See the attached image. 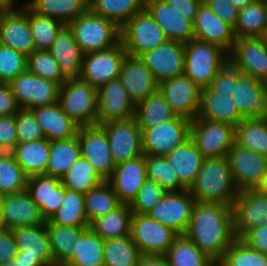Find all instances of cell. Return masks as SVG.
Instances as JSON below:
<instances>
[{"label": "cell", "mask_w": 267, "mask_h": 266, "mask_svg": "<svg viewBox=\"0 0 267 266\" xmlns=\"http://www.w3.org/2000/svg\"><path fill=\"white\" fill-rule=\"evenodd\" d=\"M132 211L129 204H121L115 210L98 217L90 228L104 241L130 235Z\"/></svg>", "instance_id": "37"}, {"label": "cell", "mask_w": 267, "mask_h": 266, "mask_svg": "<svg viewBox=\"0 0 267 266\" xmlns=\"http://www.w3.org/2000/svg\"><path fill=\"white\" fill-rule=\"evenodd\" d=\"M256 0H231L233 5L239 10L244 8L246 5L254 3Z\"/></svg>", "instance_id": "66"}, {"label": "cell", "mask_w": 267, "mask_h": 266, "mask_svg": "<svg viewBox=\"0 0 267 266\" xmlns=\"http://www.w3.org/2000/svg\"><path fill=\"white\" fill-rule=\"evenodd\" d=\"M81 157L87 159L98 175L108 181L116 166L106 132L100 125L80 126L77 132Z\"/></svg>", "instance_id": "16"}, {"label": "cell", "mask_w": 267, "mask_h": 266, "mask_svg": "<svg viewBox=\"0 0 267 266\" xmlns=\"http://www.w3.org/2000/svg\"><path fill=\"white\" fill-rule=\"evenodd\" d=\"M135 107L119 78L97 89V125L130 119Z\"/></svg>", "instance_id": "20"}, {"label": "cell", "mask_w": 267, "mask_h": 266, "mask_svg": "<svg viewBox=\"0 0 267 266\" xmlns=\"http://www.w3.org/2000/svg\"><path fill=\"white\" fill-rule=\"evenodd\" d=\"M164 256L169 266H208L211 261L185 234L174 238Z\"/></svg>", "instance_id": "46"}, {"label": "cell", "mask_w": 267, "mask_h": 266, "mask_svg": "<svg viewBox=\"0 0 267 266\" xmlns=\"http://www.w3.org/2000/svg\"><path fill=\"white\" fill-rule=\"evenodd\" d=\"M26 5L36 14L56 18L64 24L89 9V3L85 0H31Z\"/></svg>", "instance_id": "40"}, {"label": "cell", "mask_w": 267, "mask_h": 266, "mask_svg": "<svg viewBox=\"0 0 267 266\" xmlns=\"http://www.w3.org/2000/svg\"><path fill=\"white\" fill-rule=\"evenodd\" d=\"M157 24L164 30L168 40L188 43L194 39L193 21L186 18L165 0H153L145 4Z\"/></svg>", "instance_id": "27"}, {"label": "cell", "mask_w": 267, "mask_h": 266, "mask_svg": "<svg viewBox=\"0 0 267 266\" xmlns=\"http://www.w3.org/2000/svg\"><path fill=\"white\" fill-rule=\"evenodd\" d=\"M17 143L15 114L0 116V152H11Z\"/></svg>", "instance_id": "57"}, {"label": "cell", "mask_w": 267, "mask_h": 266, "mask_svg": "<svg viewBox=\"0 0 267 266\" xmlns=\"http://www.w3.org/2000/svg\"><path fill=\"white\" fill-rule=\"evenodd\" d=\"M261 38L264 40V43L267 46V28L265 29L264 35Z\"/></svg>", "instance_id": "71"}, {"label": "cell", "mask_w": 267, "mask_h": 266, "mask_svg": "<svg viewBox=\"0 0 267 266\" xmlns=\"http://www.w3.org/2000/svg\"><path fill=\"white\" fill-rule=\"evenodd\" d=\"M26 191L47 221L61 206L65 195V186L60 178L41 174L28 177Z\"/></svg>", "instance_id": "29"}, {"label": "cell", "mask_w": 267, "mask_h": 266, "mask_svg": "<svg viewBox=\"0 0 267 266\" xmlns=\"http://www.w3.org/2000/svg\"><path fill=\"white\" fill-rule=\"evenodd\" d=\"M130 235L142 255L164 256L178 234L147 214H133Z\"/></svg>", "instance_id": "11"}, {"label": "cell", "mask_w": 267, "mask_h": 266, "mask_svg": "<svg viewBox=\"0 0 267 266\" xmlns=\"http://www.w3.org/2000/svg\"><path fill=\"white\" fill-rule=\"evenodd\" d=\"M231 97L242 118H267V83L237 70Z\"/></svg>", "instance_id": "19"}, {"label": "cell", "mask_w": 267, "mask_h": 266, "mask_svg": "<svg viewBox=\"0 0 267 266\" xmlns=\"http://www.w3.org/2000/svg\"><path fill=\"white\" fill-rule=\"evenodd\" d=\"M228 57L238 71L267 83V46L261 37L236 39Z\"/></svg>", "instance_id": "21"}, {"label": "cell", "mask_w": 267, "mask_h": 266, "mask_svg": "<svg viewBox=\"0 0 267 266\" xmlns=\"http://www.w3.org/2000/svg\"><path fill=\"white\" fill-rule=\"evenodd\" d=\"M167 40L164 30L145 7L121 27L124 49L133 56H140Z\"/></svg>", "instance_id": "6"}, {"label": "cell", "mask_w": 267, "mask_h": 266, "mask_svg": "<svg viewBox=\"0 0 267 266\" xmlns=\"http://www.w3.org/2000/svg\"><path fill=\"white\" fill-rule=\"evenodd\" d=\"M228 62V53L217 45L196 39L185 44L184 74L200 89L209 87Z\"/></svg>", "instance_id": "4"}, {"label": "cell", "mask_w": 267, "mask_h": 266, "mask_svg": "<svg viewBox=\"0 0 267 266\" xmlns=\"http://www.w3.org/2000/svg\"><path fill=\"white\" fill-rule=\"evenodd\" d=\"M150 1H153V0H143V3L145 5L146 3L150 2Z\"/></svg>", "instance_id": "72"}, {"label": "cell", "mask_w": 267, "mask_h": 266, "mask_svg": "<svg viewBox=\"0 0 267 266\" xmlns=\"http://www.w3.org/2000/svg\"><path fill=\"white\" fill-rule=\"evenodd\" d=\"M267 28V1L256 0L239 9L234 27L236 39L262 37Z\"/></svg>", "instance_id": "38"}, {"label": "cell", "mask_w": 267, "mask_h": 266, "mask_svg": "<svg viewBox=\"0 0 267 266\" xmlns=\"http://www.w3.org/2000/svg\"><path fill=\"white\" fill-rule=\"evenodd\" d=\"M106 132L115 164L143 155L142 131L135 117L100 125Z\"/></svg>", "instance_id": "15"}, {"label": "cell", "mask_w": 267, "mask_h": 266, "mask_svg": "<svg viewBox=\"0 0 267 266\" xmlns=\"http://www.w3.org/2000/svg\"><path fill=\"white\" fill-rule=\"evenodd\" d=\"M165 158L177 175L180 183L186 189H189L194 183L204 160L203 155L197 149L193 140L189 138L165 155Z\"/></svg>", "instance_id": "33"}, {"label": "cell", "mask_w": 267, "mask_h": 266, "mask_svg": "<svg viewBox=\"0 0 267 266\" xmlns=\"http://www.w3.org/2000/svg\"><path fill=\"white\" fill-rule=\"evenodd\" d=\"M118 78L135 106L158 90L159 84L140 56L127 54Z\"/></svg>", "instance_id": "24"}, {"label": "cell", "mask_w": 267, "mask_h": 266, "mask_svg": "<svg viewBox=\"0 0 267 266\" xmlns=\"http://www.w3.org/2000/svg\"><path fill=\"white\" fill-rule=\"evenodd\" d=\"M237 69L228 62L222 69L215 75L209 88L216 93L229 94L231 96L233 90V82H236Z\"/></svg>", "instance_id": "58"}, {"label": "cell", "mask_w": 267, "mask_h": 266, "mask_svg": "<svg viewBox=\"0 0 267 266\" xmlns=\"http://www.w3.org/2000/svg\"><path fill=\"white\" fill-rule=\"evenodd\" d=\"M177 115L159 91L152 93L135 107V119L140 129L154 128L162 122L174 119Z\"/></svg>", "instance_id": "39"}, {"label": "cell", "mask_w": 267, "mask_h": 266, "mask_svg": "<svg viewBox=\"0 0 267 266\" xmlns=\"http://www.w3.org/2000/svg\"><path fill=\"white\" fill-rule=\"evenodd\" d=\"M126 55L122 41L111 48L83 54L80 78L98 89L118 78Z\"/></svg>", "instance_id": "9"}, {"label": "cell", "mask_w": 267, "mask_h": 266, "mask_svg": "<svg viewBox=\"0 0 267 266\" xmlns=\"http://www.w3.org/2000/svg\"><path fill=\"white\" fill-rule=\"evenodd\" d=\"M109 181H103L84 194L85 213L89 224L121 205Z\"/></svg>", "instance_id": "43"}, {"label": "cell", "mask_w": 267, "mask_h": 266, "mask_svg": "<svg viewBox=\"0 0 267 266\" xmlns=\"http://www.w3.org/2000/svg\"><path fill=\"white\" fill-rule=\"evenodd\" d=\"M158 89L177 116L190 121L198 116L201 89L185 74L162 81Z\"/></svg>", "instance_id": "17"}, {"label": "cell", "mask_w": 267, "mask_h": 266, "mask_svg": "<svg viewBox=\"0 0 267 266\" xmlns=\"http://www.w3.org/2000/svg\"><path fill=\"white\" fill-rule=\"evenodd\" d=\"M156 82L184 74L185 44L167 40L162 45L140 55Z\"/></svg>", "instance_id": "22"}, {"label": "cell", "mask_w": 267, "mask_h": 266, "mask_svg": "<svg viewBox=\"0 0 267 266\" xmlns=\"http://www.w3.org/2000/svg\"><path fill=\"white\" fill-rule=\"evenodd\" d=\"M198 118L227 123L236 127L242 120L239 110L229 94L216 93L209 87L201 89Z\"/></svg>", "instance_id": "32"}, {"label": "cell", "mask_w": 267, "mask_h": 266, "mask_svg": "<svg viewBox=\"0 0 267 266\" xmlns=\"http://www.w3.org/2000/svg\"><path fill=\"white\" fill-rule=\"evenodd\" d=\"M188 190L196 202L221 203L232 207L239 190L232 179L227 156L204 158Z\"/></svg>", "instance_id": "2"}, {"label": "cell", "mask_w": 267, "mask_h": 266, "mask_svg": "<svg viewBox=\"0 0 267 266\" xmlns=\"http://www.w3.org/2000/svg\"><path fill=\"white\" fill-rule=\"evenodd\" d=\"M208 266H227L223 260H211Z\"/></svg>", "instance_id": "69"}, {"label": "cell", "mask_w": 267, "mask_h": 266, "mask_svg": "<svg viewBox=\"0 0 267 266\" xmlns=\"http://www.w3.org/2000/svg\"><path fill=\"white\" fill-rule=\"evenodd\" d=\"M27 70V56L0 43V83L9 84Z\"/></svg>", "instance_id": "54"}, {"label": "cell", "mask_w": 267, "mask_h": 266, "mask_svg": "<svg viewBox=\"0 0 267 266\" xmlns=\"http://www.w3.org/2000/svg\"><path fill=\"white\" fill-rule=\"evenodd\" d=\"M195 203L196 200L188 189L181 192L167 191L147 215L178 235L185 234Z\"/></svg>", "instance_id": "14"}, {"label": "cell", "mask_w": 267, "mask_h": 266, "mask_svg": "<svg viewBox=\"0 0 267 266\" xmlns=\"http://www.w3.org/2000/svg\"><path fill=\"white\" fill-rule=\"evenodd\" d=\"M235 142L267 156V118H245L235 127Z\"/></svg>", "instance_id": "44"}, {"label": "cell", "mask_w": 267, "mask_h": 266, "mask_svg": "<svg viewBox=\"0 0 267 266\" xmlns=\"http://www.w3.org/2000/svg\"><path fill=\"white\" fill-rule=\"evenodd\" d=\"M81 157L78 136L66 140L50 141V155L46 175L62 178Z\"/></svg>", "instance_id": "36"}, {"label": "cell", "mask_w": 267, "mask_h": 266, "mask_svg": "<svg viewBox=\"0 0 267 266\" xmlns=\"http://www.w3.org/2000/svg\"><path fill=\"white\" fill-rule=\"evenodd\" d=\"M166 192L160 184L147 178L136 198L130 204L132 214H147Z\"/></svg>", "instance_id": "55"}, {"label": "cell", "mask_w": 267, "mask_h": 266, "mask_svg": "<svg viewBox=\"0 0 267 266\" xmlns=\"http://www.w3.org/2000/svg\"><path fill=\"white\" fill-rule=\"evenodd\" d=\"M2 211L6 229L9 230L46 222L41 215L40 208L26 190L3 195Z\"/></svg>", "instance_id": "30"}, {"label": "cell", "mask_w": 267, "mask_h": 266, "mask_svg": "<svg viewBox=\"0 0 267 266\" xmlns=\"http://www.w3.org/2000/svg\"><path fill=\"white\" fill-rule=\"evenodd\" d=\"M138 266H169L165 256L142 255Z\"/></svg>", "instance_id": "64"}, {"label": "cell", "mask_w": 267, "mask_h": 266, "mask_svg": "<svg viewBox=\"0 0 267 266\" xmlns=\"http://www.w3.org/2000/svg\"><path fill=\"white\" fill-rule=\"evenodd\" d=\"M0 43L26 56H29L35 50L26 4L14 11L1 12Z\"/></svg>", "instance_id": "23"}, {"label": "cell", "mask_w": 267, "mask_h": 266, "mask_svg": "<svg viewBox=\"0 0 267 266\" xmlns=\"http://www.w3.org/2000/svg\"><path fill=\"white\" fill-rule=\"evenodd\" d=\"M28 19L35 50L48 51L65 24L56 18L36 14L29 7Z\"/></svg>", "instance_id": "49"}, {"label": "cell", "mask_w": 267, "mask_h": 266, "mask_svg": "<svg viewBox=\"0 0 267 266\" xmlns=\"http://www.w3.org/2000/svg\"><path fill=\"white\" fill-rule=\"evenodd\" d=\"M185 235L211 260H222L236 239L233 208L221 203L196 202Z\"/></svg>", "instance_id": "1"}, {"label": "cell", "mask_w": 267, "mask_h": 266, "mask_svg": "<svg viewBox=\"0 0 267 266\" xmlns=\"http://www.w3.org/2000/svg\"><path fill=\"white\" fill-rule=\"evenodd\" d=\"M18 248L14 258L20 266H55L49 236L45 224L12 229Z\"/></svg>", "instance_id": "7"}, {"label": "cell", "mask_w": 267, "mask_h": 266, "mask_svg": "<svg viewBox=\"0 0 267 266\" xmlns=\"http://www.w3.org/2000/svg\"><path fill=\"white\" fill-rule=\"evenodd\" d=\"M27 70L38 77L58 83L65 82L61 76V68L57 60L48 51L34 50L27 56Z\"/></svg>", "instance_id": "53"}, {"label": "cell", "mask_w": 267, "mask_h": 266, "mask_svg": "<svg viewBox=\"0 0 267 266\" xmlns=\"http://www.w3.org/2000/svg\"><path fill=\"white\" fill-rule=\"evenodd\" d=\"M193 29L194 39L217 45L228 54L236 40L233 28L214 14L204 2L195 16Z\"/></svg>", "instance_id": "26"}, {"label": "cell", "mask_w": 267, "mask_h": 266, "mask_svg": "<svg viewBox=\"0 0 267 266\" xmlns=\"http://www.w3.org/2000/svg\"><path fill=\"white\" fill-rule=\"evenodd\" d=\"M232 179L239 191L257 189L267 175V156L238 145L227 154Z\"/></svg>", "instance_id": "12"}, {"label": "cell", "mask_w": 267, "mask_h": 266, "mask_svg": "<svg viewBox=\"0 0 267 266\" xmlns=\"http://www.w3.org/2000/svg\"><path fill=\"white\" fill-rule=\"evenodd\" d=\"M27 177L46 174L50 141L46 138L17 143L11 151Z\"/></svg>", "instance_id": "34"}, {"label": "cell", "mask_w": 267, "mask_h": 266, "mask_svg": "<svg viewBox=\"0 0 267 266\" xmlns=\"http://www.w3.org/2000/svg\"><path fill=\"white\" fill-rule=\"evenodd\" d=\"M227 266H267V255L251 248L241 238H236L223 256Z\"/></svg>", "instance_id": "52"}, {"label": "cell", "mask_w": 267, "mask_h": 266, "mask_svg": "<svg viewBox=\"0 0 267 266\" xmlns=\"http://www.w3.org/2000/svg\"><path fill=\"white\" fill-rule=\"evenodd\" d=\"M232 208L236 238H242L252 228L267 224V195L258 189L239 191Z\"/></svg>", "instance_id": "18"}, {"label": "cell", "mask_w": 267, "mask_h": 266, "mask_svg": "<svg viewBox=\"0 0 267 266\" xmlns=\"http://www.w3.org/2000/svg\"><path fill=\"white\" fill-rule=\"evenodd\" d=\"M145 7L143 0H92L89 9L120 28Z\"/></svg>", "instance_id": "45"}, {"label": "cell", "mask_w": 267, "mask_h": 266, "mask_svg": "<svg viewBox=\"0 0 267 266\" xmlns=\"http://www.w3.org/2000/svg\"><path fill=\"white\" fill-rule=\"evenodd\" d=\"M15 121L18 143L45 138L42 128L31 109L20 108L15 114Z\"/></svg>", "instance_id": "56"}, {"label": "cell", "mask_w": 267, "mask_h": 266, "mask_svg": "<svg viewBox=\"0 0 267 266\" xmlns=\"http://www.w3.org/2000/svg\"><path fill=\"white\" fill-rule=\"evenodd\" d=\"M141 256L131 235L104 242V266H138Z\"/></svg>", "instance_id": "47"}, {"label": "cell", "mask_w": 267, "mask_h": 266, "mask_svg": "<svg viewBox=\"0 0 267 266\" xmlns=\"http://www.w3.org/2000/svg\"><path fill=\"white\" fill-rule=\"evenodd\" d=\"M20 108L33 109L59 101L60 85L26 70L9 83Z\"/></svg>", "instance_id": "13"}, {"label": "cell", "mask_w": 267, "mask_h": 266, "mask_svg": "<svg viewBox=\"0 0 267 266\" xmlns=\"http://www.w3.org/2000/svg\"><path fill=\"white\" fill-rule=\"evenodd\" d=\"M2 200H3V195L0 194V232L6 230V225L4 222L3 211H2Z\"/></svg>", "instance_id": "67"}, {"label": "cell", "mask_w": 267, "mask_h": 266, "mask_svg": "<svg viewBox=\"0 0 267 266\" xmlns=\"http://www.w3.org/2000/svg\"><path fill=\"white\" fill-rule=\"evenodd\" d=\"M147 178L160 184L166 191L181 192L186 188L168 164L165 156L145 155Z\"/></svg>", "instance_id": "51"}, {"label": "cell", "mask_w": 267, "mask_h": 266, "mask_svg": "<svg viewBox=\"0 0 267 266\" xmlns=\"http://www.w3.org/2000/svg\"><path fill=\"white\" fill-rule=\"evenodd\" d=\"M45 224H56L68 227H89L84 206V194L65 188L61 206Z\"/></svg>", "instance_id": "41"}, {"label": "cell", "mask_w": 267, "mask_h": 266, "mask_svg": "<svg viewBox=\"0 0 267 266\" xmlns=\"http://www.w3.org/2000/svg\"><path fill=\"white\" fill-rule=\"evenodd\" d=\"M28 177L11 152H0V194L24 192Z\"/></svg>", "instance_id": "50"}, {"label": "cell", "mask_w": 267, "mask_h": 266, "mask_svg": "<svg viewBox=\"0 0 267 266\" xmlns=\"http://www.w3.org/2000/svg\"><path fill=\"white\" fill-rule=\"evenodd\" d=\"M61 181L65 188L86 194L104 180L87 159L80 157L61 178Z\"/></svg>", "instance_id": "48"}, {"label": "cell", "mask_w": 267, "mask_h": 266, "mask_svg": "<svg viewBox=\"0 0 267 266\" xmlns=\"http://www.w3.org/2000/svg\"><path fill=\"white\" fill-rule=\"evenodd\" d=\"M191 121L180 116L154 128L141 129L144 155L165 156L190 138Z\"/></svg>", "instance_id": "10"}, {"label": "cell", "mask_w": 267, "mask_h": 266, "mask_svg": "<svg viewBox=\"0 0 267 266\" xmlns=\"http://www.w3.org/2000/svg\"><path fill=\"white\" fill-rule=\"evenodd\" d=\"M171 7L178 10L182 15L194 21L203 0H165Z\"/></svg>", "instance_id": "63"}, {"label": "cell", "mask_w": 267, "mask_h": 266, "mask_svg": "<svg viewBox=\"0 0 267 266\" xmlns=\"http://www.w3.org/2000/svg\"><path fill=\"white\" fill-rule=\"evenodd\" d=\"M0 266H20V265H16L14 260H12L9 262H5L4 264H1Z\"/></svg>", "instance_id": "70"}, {"label": "cell", "mask_w": 267, "mask_h": 266, "mask_svg": "<svg viewBox=\"0 0 267 266\" xmlns=\"http://www.w3.org/2000/svg\"><path fill=\"white\" fill-rule=\"evenodd\" d=\"M55 266L65 265L73 256L76 241L88 227H68L45 224Z\"/></svg>", "instance_id": "35"}, {"label": "cell", "mask_w": 267, "mask_h": 266, "mask_svg": "<svg viewBox=\"0 0 267 266\" xmlns=\"http://www.w3.org/2000/svg\"><path fill=\"white\" fill-rule=\"evenodd\" d=\"M241 239L254 250L267 255V224L252 228Z\"/></svg>", "instance_id": "60"}, {"label": "cell", "mask_w": 267, "mask_h": 266, "mask_svg": "<svg viewBox=\"0 0 267 266\" xmlns=\"http://www.w3.org/2000/svg\"><path fill=\"white\" fill-rule=\"evenodd\" d=\"M190 138L204 158L225 157L235 144V127L196 117L191 121Z\"/></svg>", "instance_id": "8"}, {"label": "cell", "mask_w": 267, "mask_h": 266, "mask_svg": "<svg viewBox=\"0 0 267 266\" xmlns=\"http://www.w3.org/2000/svg\"><path fill=\"white\" fill-rule=\"evenodd\" d=\"M203 2L222 21L229 24L234 29L239 10L233 5L231 0H203Z\"/></svg>", "instance_id": "59"}, {"label": "cell", "mask_w": 267, "mask_h": 266, "mask_svg": "<svg viewBox=\"0 0 267 266\" xmlns=\"http://www.w3.org/2000/svg\"><path fill=\"white\" fill-rule=\"evenodd\" d=\"M261 193L267 195V175L264 177L263 182L261 185L257 188Z\"/></svg>", "instance_id": "68"}, {"label": "cell", "mask_w": 267, "mask_h": 266, "mask_svg": "<svg viewBox=\"0 0 267 266\" xmlns=\"http://www.w3.org/2000/svg\"><path fill=\"white\" fill-rule=\"evenodd\" d=\"M147 179L145 155L117 163L108 180L123 204H131Z\"/></svg>", "instance_id": "25"}, {"label": "cell", "mask_w": 267, "mask_h": 266, "mask_svg": "<svg viewBox=\"0 0 267 266\" xmlns=\"http://www.w3.org/2000/svg\"><path fill=\"white\" fill-rule=\"evenodd\" d=\"M19 109L10 84L0 83V116L16 114Z\"/></svg>", "instance_id": "62"}, {"label": "cell", "mask_w": 267, "mask_h": 266, "mask_svg": "<svg viewBox=\"0 0 267 266\" xmlns=\"http://www.w3.org/2000/svg\"><path fill=\"white\" fill-rule=\"evenodd\" d=\"M17 253L18 248L12 231L6 229L0 232V265L14 260Z\"/></svg>", "instance_id": "61"}, {"label": "cell", "mask_w": 267, "mask_h": 266, "mask_svg": "<svg viewBox=\"0 0 267 266\" xmlns=\"http://www.w3.org/2000/svg\"><path fill=\"white\" fill-rule=\"evenodd\" d=\"M104 240L88 227L76 241L72 258L66 266H104Z\"/></svg>", "instance_id": "42"}, {"label": "cell", "mask_w": 267, "mask_h": 266, "mask_svg": "<svg viewBox=\"0 0 267 266\" xmlns=\"http://www.w3.org/2000/svg\"><path fill=\"white\" fill-rule=\"evenodd\" d=\"M49 141L66 140L77 136L79 125L62 109L58 102L31 109Z\"/></svg>", "instance_id": "31"}, {"label": "cell", "mask_w": 267, "mask_h": 266, "mask_svg": "<svg viewBox=\"0 0 267 266\" xmlns=\"http://www.w3.org/2000/svg\"><path fill=\"white\" fill-rule=\"evenodd\" d=\"M48 52L59 63L61 76L65 82L80 78L83 53L67 24L58 32Z\"/></svg>", "instance_id": "28"}, {"label": "cell", "mask_w": 267, "mask_h": 266, "mask_svg": "<svg viewBox=\"0 0 267 266\" xmlns=\"http://www.w3.org/2000/svg\"><path fill=\"white\" fill-rule=\"evenodd\" d=\"M59 103L79 126L97 125V89L81 78L60 86Z\"/></svg>", "instance_id": "5"}, {"label": "cell", "mask_w": 267, "mask_h": 266, "mask_svg": "<svg viewBox=\"0 0 267 266\" xmlns=\"http://www.w3.org/2000/svg\"><path fill=\"white\" fill-rule=\"evenodd\" d=\"M67 25L83 54L111 48L121 41V28L90 9Z\"/></svg>", "instance_id": "3"}, {"label": "cell", "mask_w": 267, "mask_h": 266, "mask_svg": "<svg viewBox=\"0 0 267 266\" xmlns=\"http://www.w3.org/2000/svg\"><path fill=\"white\" fill-rule=\"evenodd\" d=\"M15 0H0V11H14L16 10L14 8Z\"/></svg>", "instance_id": "65"}]
</instances>
